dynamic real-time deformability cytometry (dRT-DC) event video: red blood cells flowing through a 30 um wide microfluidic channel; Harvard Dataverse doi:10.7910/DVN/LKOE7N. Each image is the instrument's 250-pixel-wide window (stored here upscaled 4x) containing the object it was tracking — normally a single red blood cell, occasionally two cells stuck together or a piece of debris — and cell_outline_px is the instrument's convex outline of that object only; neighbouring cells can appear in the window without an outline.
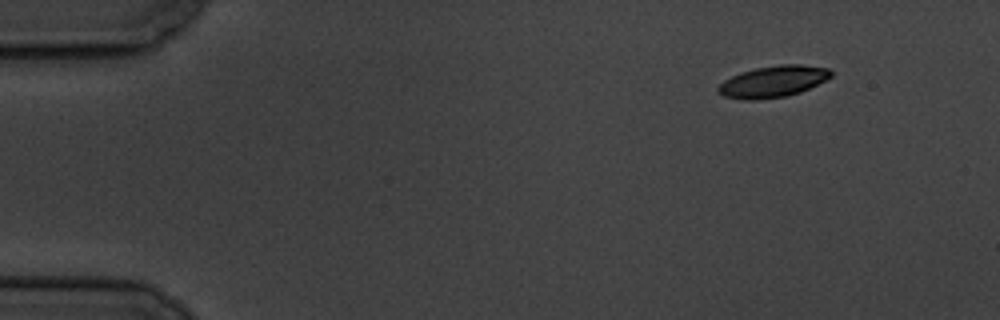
{"species": "common noctule bat (a hibernating species)", "species_latin": "Nyctalus noctula", "temperature_condition": "cold", "stored_images_in_passage": 52, "camera_frame_rate_fps": 3000, "um_per_image_px": 0.085, "animal": {"sex": "male", "body_mass_g": 19.5, "forearm_length_mm": 54.6}, "frame": {"image": 1, "passage_image": 1, "time_ms": 0.0, "image_size_px": [1000, 320], "cell_outline_px": [[832, 76], [800, 92], [788, 96], [756, 100], [744, 100], [724, 96], [716, 88], [724, 80], [740, 72], [756, 68], [780, 64], [800, 64], [828, 68], [832, 72]], "centroid_in_image_um": [65.69, 6.93], "position_along_channel_um": 19.3, "area_um2": 20.58}}
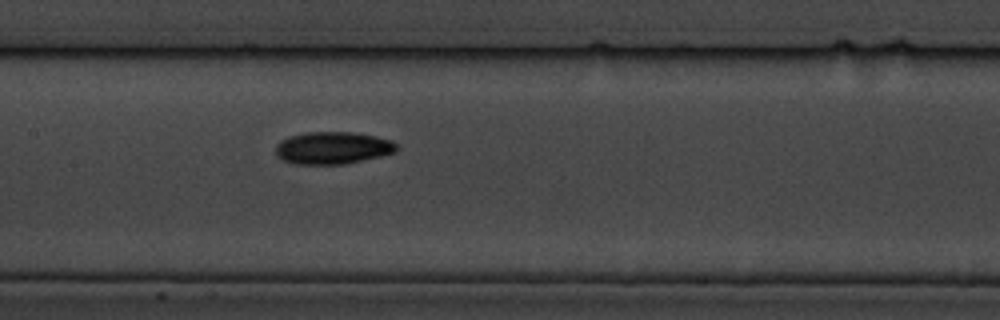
{"frame": {"image": 2, "passage_image": 23, "time_ms": 7.333, "image_size_px": [1000, 320], "cell_outline_px": [[396, 152], [380, 156], [344, 164], [292, 164], [276, 156], [276, 144], [280, 140], [288, 136], [308, 132], [352, 132], [376, 136], [392, 140], [396, 144]], "centroid_in_image_um": [28.25, 12.57], "position_along_channel_um": 179.2, "area_um2": 22.83}}
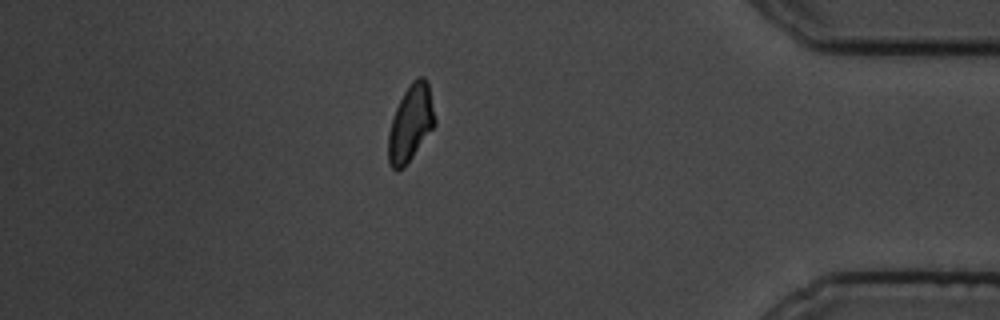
{"frame": {"image": 3, "passage_image": 45, "time_ms": 14.667, "image_size_px": [1000, 320], "cell_outline_px": [[436, 124], [404, 168], [396, 172], [388, 164], [388, 132], [396, 108], [404, 92], [412, 80], [416, 76], [424, 76], [428, 80], [436, 120]], "centroid_in_image_um": [34.91, 10.47], "position_along_channel_um": 400.3, "area_um2": 20.92}, "authors_computed_cell_mechanics": {"area_um2": 21.097, "velocity_mm_per_s": 3.4825, "shape_relaxation_time_tau1_ms": 3.7554, "shape_relaxation_time_tau2_ms": null, "deformation_change_tau1": 0.1366, "deformation_change_tau2": null}}